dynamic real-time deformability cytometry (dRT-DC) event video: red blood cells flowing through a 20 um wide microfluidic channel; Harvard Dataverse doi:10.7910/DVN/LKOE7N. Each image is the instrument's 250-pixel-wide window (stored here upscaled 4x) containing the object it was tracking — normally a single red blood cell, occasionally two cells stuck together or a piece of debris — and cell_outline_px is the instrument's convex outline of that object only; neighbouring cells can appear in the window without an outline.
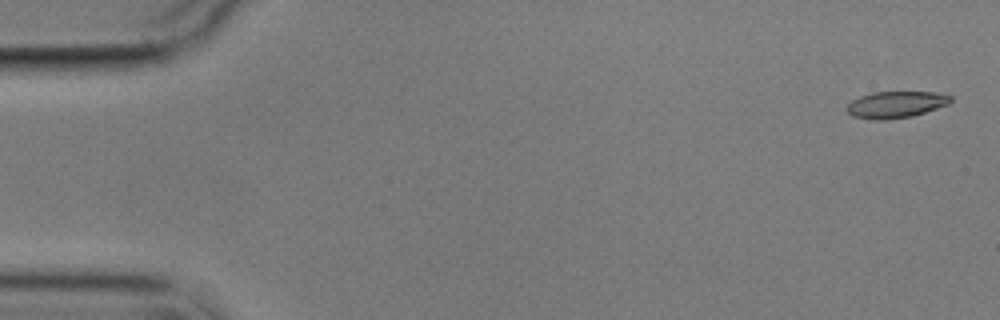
{"species": "common noctule bat (a hibernating species)", "species_latin": "Nyctalus noctula", "temperature_condition": "cold", "stored_images_in_passage": 7, "camera_frame_rate_fps": 3000, "um_per_image_px": 0.085, "animal": {"sex": "male", "body_mass_g": 17.9}, "frame": {"image": 1, "passage_image": 1, "time_ms": 0.0, "image_size_px": [1000, 320], "cell_outline_px": [[952, 100], [948, 104], [912, 116], [888, 120], [872, 120], [852, 116], [844, 108], [852, 100], [860, 96], [872, 92], [936, 92], [952, 96]], "centroid_in_image_um": [76.11, 8.89], "position_along_channel_um": 8.9, "area_um2": 16.18}}
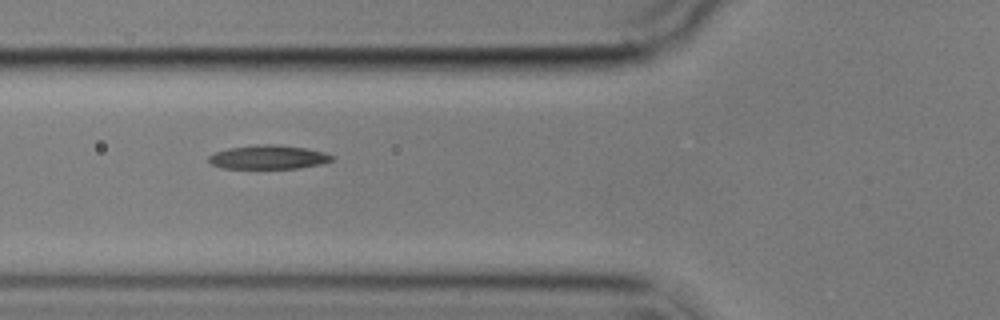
{"frame": {"image": 2, "passage_image": 6, "time_ms": 6.333, "image_size_px": [1000, 320], "cell_outline_px": [[332, 160], [320, 164], [300, 168], [220, 168], [212, 164], [208, 160], [208, 156], [216, 152], [228, 148], [264, 144], [272, 144], [304, 148], [324, 152], [332, 156]], "centroid_in_image_um": [22.78, 13.36], "position_along_channel_um": 103.0, "area_um2": 16.88}}
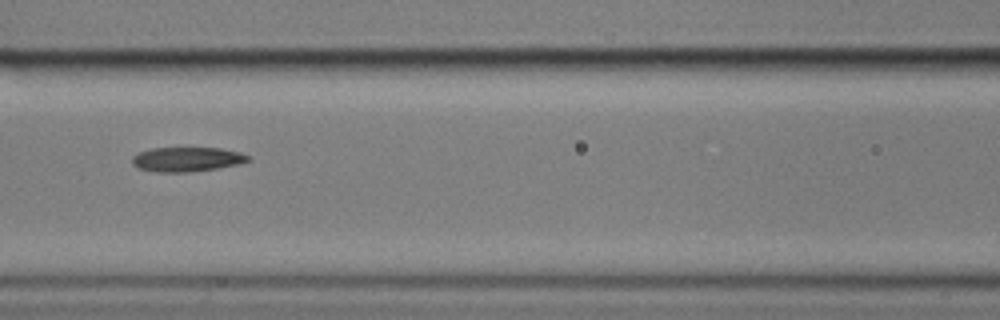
{"frame": {"image": 3, "passage_image": 7, "time_ms": 7.667, "image_size_px": [1000, 320], "cell_outline_px": [[252, 160], [240, 164], [216, 168], [188, 172], [156, 172], [140, 168], [132, 164], [132, 156], [136, 152], [152, 148], [220, 148], [240, 152], [248, 156]], "centroid_in_image_um": [15.88, 13.53], "position_along_channel_um": 150.7, "area_um2": 16.59}}